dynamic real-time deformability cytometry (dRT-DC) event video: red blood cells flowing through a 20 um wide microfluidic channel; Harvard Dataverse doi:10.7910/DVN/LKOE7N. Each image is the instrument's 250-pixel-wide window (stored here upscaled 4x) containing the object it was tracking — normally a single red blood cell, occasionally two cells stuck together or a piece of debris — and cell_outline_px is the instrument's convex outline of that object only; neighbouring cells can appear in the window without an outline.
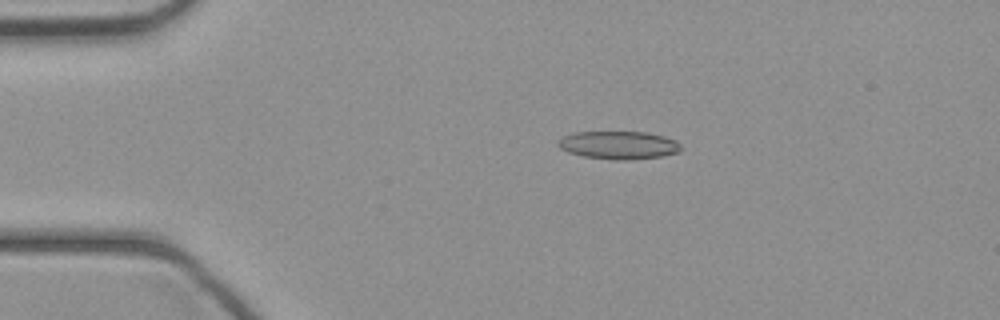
{"species": "common noctule bat (a hibernating species)", "species_latin": "Nyctalus noctula", "temperature_condition": "cold", "stored_images_in_passage": 42, "camera_frame_rate_fps": 3000, "um_per_image_px": 0.085, "animal": {"sex": "female", "body_mass_g": 21.9}, "frame": {"image": 1, "passage_image": 7, "time_ms": 2.0, "image_size_px": [1000, 320], "cell_outline_px": [[684, 148], [680, 152], [660, 156], [628, 160], [612, 160], [584, 156], [568, 152], [560, 148], [556, 144], [556, 140], [564, 136], [576, 132], [644, 132], [664, 136], [676, 140]], "centroid_in_image_um": [52.59, 12.33], "position_along_channel_um": 32.4, "area_um2": 20.17}}
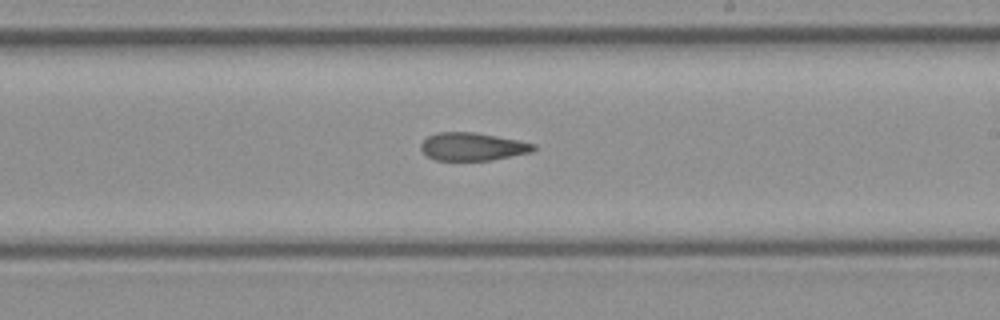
{"frame": {"image": 2, "passage_image": 24, "time_ms": 7.667, "image_size_px": [1000, 320], "cell_outline_px": [[536, 148], [532, 152], [492, 160], [436, 160], [428, 156], [420, 148], [420, 144], [428, 136], [436, 132], [476, 132], [536, 144]], "centroid_in_image_um": [40.16, 12.46], "position_along_channel_um": 248.8, "area_um2": 18.26}}
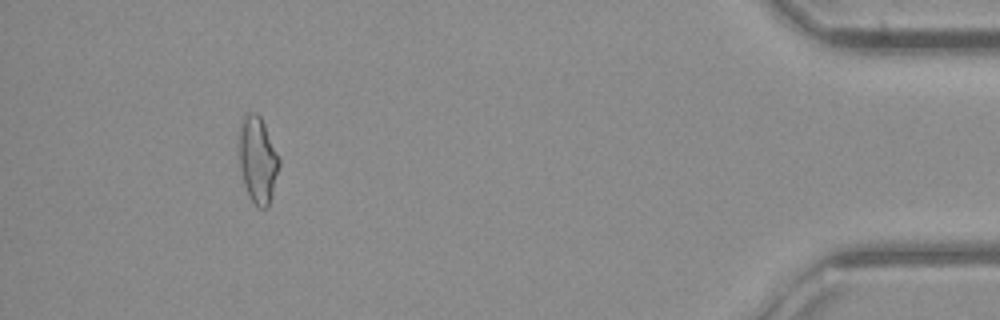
{"frame": {"image": 3, "passage_image": 39, "time_ms": 12.667, "image_size_px": [1000, 320], "cell_outline_px": [[280, 164], [268, 208], [260, 208], [248, 196], [244, 184], [240, 168], [240, 124], [244, 112], [256, 112], [260, 116], [280, 156]], "centroid_in_image_um": [21.92, 13.56], "position_along_channel_um": 413.3, "area_um2": 20.17}}